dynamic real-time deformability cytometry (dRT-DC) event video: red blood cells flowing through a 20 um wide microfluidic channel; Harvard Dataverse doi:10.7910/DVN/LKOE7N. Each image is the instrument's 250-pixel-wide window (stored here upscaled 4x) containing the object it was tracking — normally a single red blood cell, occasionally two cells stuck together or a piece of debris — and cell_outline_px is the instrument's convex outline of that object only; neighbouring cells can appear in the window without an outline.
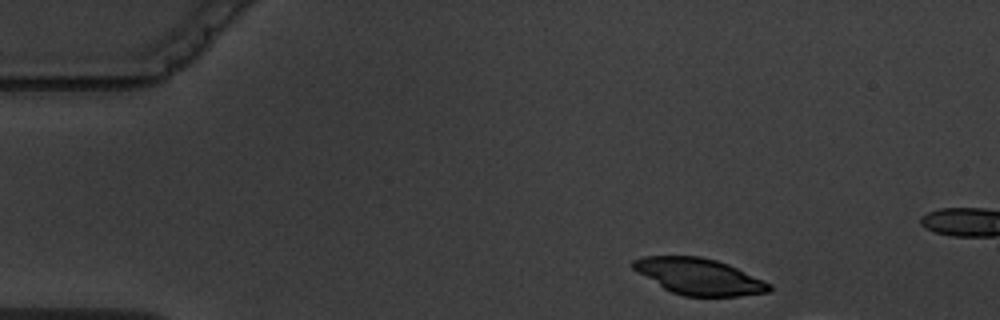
{"species": "common noctule bat (a hibernating species)", "species_latin": "Nyctalus noctula", "temperature_condition": "warm", "stored_images_in_passage": 4, "camera_frame_rate_fps": 3000, "um_per_image_px": 0.085, "animal": {"sex": "male", "body_mass_g": 19.5, "forearm_length_mm": 54.6}, "frame": {"image": 1, "passage_image": 1, "time_ms": 0.0, "image_size_px": [1000, 320], "cell_outline_px": [[772, 288], [768, 292], [740, 296], [684, 296], [672, 292], [664, 288], [632, 268], [632, 260], [644, 256], [700, 256], [716, 260], [728, 264], [764, 280], [772, 284]], "centroid_in_image_um": [59.44, 23.5], "position_along_channel_um": 25.6, "area_um2": 28.61}}